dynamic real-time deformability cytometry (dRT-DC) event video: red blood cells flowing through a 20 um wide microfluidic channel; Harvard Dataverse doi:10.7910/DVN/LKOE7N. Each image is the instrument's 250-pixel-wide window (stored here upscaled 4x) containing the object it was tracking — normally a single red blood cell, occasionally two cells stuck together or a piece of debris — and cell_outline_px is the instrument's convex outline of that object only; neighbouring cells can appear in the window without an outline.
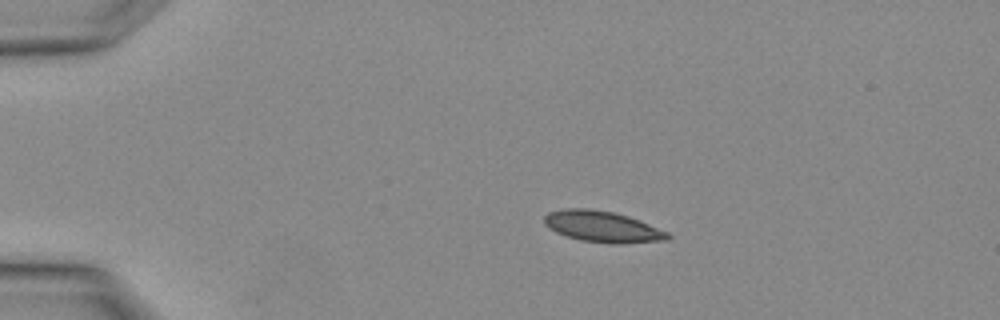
{"species": "Egyptian fruit bat (a non-hibernating species)", "species_latin": "Rousettus aegyptiacus", "temperature_condition": "warm", "stored_images_in_passage": 2, "camera_frame_rate_fps": 3000, "um_per_image_px": 0.085, "animal": {"sex": "female"}, "frame": {"image": 1, "passage_image": 1, "time_ms": 0.0, "image_size_px": [1000, 320], "cell_outline_px": [[672, 236], [668, 240], [620, 244], [612, 244], [580, 240], [556, 232], [544, 224], [544, 216], [548, 212], [568, 208], [588, 208], [612, 212], [628, 216], [640, 220], [668, 232]], "centroid_in_image_um": [51.23, 19.27], "position_along_channel_um": 33.8, "area_um2": 22.43}}
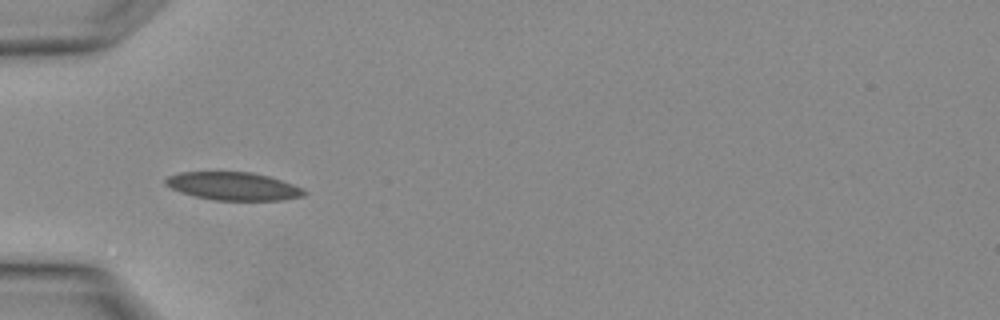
{"frame": {"image": 2, "passage_image": 2, "time_ms": 0.333, "image_size_px": [1000, 320], "cell_outline_px": [[308, 192], [304, 196], [284, 200], [216, 200], [196, 196], [180, 192], [164, 184], [164, 180], [168, 176], [180, 172], [252, 172], [268, 176], [292, 184]], "centroid_in_image_um": [19.82, 15.82], "position_along_channel_um": 65.2, "area_um2": 22.48}}